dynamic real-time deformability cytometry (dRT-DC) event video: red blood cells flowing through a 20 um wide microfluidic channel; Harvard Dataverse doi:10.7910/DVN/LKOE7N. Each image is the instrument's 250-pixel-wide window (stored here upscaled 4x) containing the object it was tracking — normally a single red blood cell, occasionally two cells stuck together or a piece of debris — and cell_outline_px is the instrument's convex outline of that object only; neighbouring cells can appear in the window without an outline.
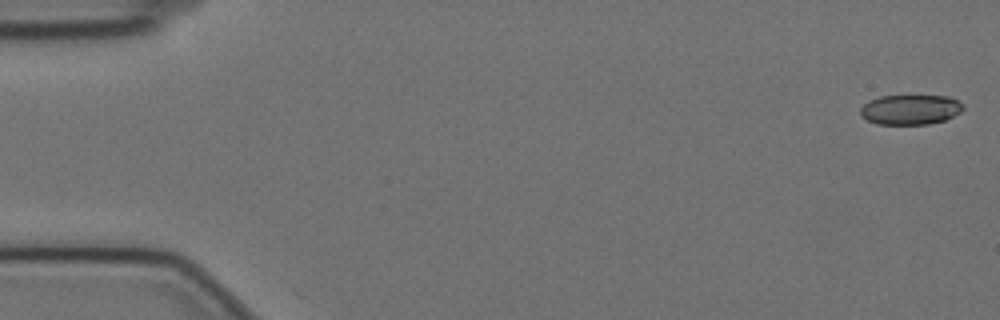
{"species": "Egyptian fruit bat (a non-hibernating species)", "species_latin": "Rousettus aegyptiacus", "temperature_condition": "cold", "stored_images_in_passage": 33, "camera_frame_rate_fps": 3000, "um_per_image_px": 0.085, "animal": {"sex": "female"}, "frame": {"image": 1, "passage_image": 1, "time_ms": 0.0, "image_size_px": [1000, 320], "cell_outline_px": [[964, 108], [960, 112], [944, 120], [928, 124], [876, 124], [860, 116], [860, 108], [868, 100], [880, 96], [948, 96], [964, 104]], "centroid_in_image_um": [77.35, 9.31], "position_along_channel_um": 7.6, "area_um2": 17.92}}
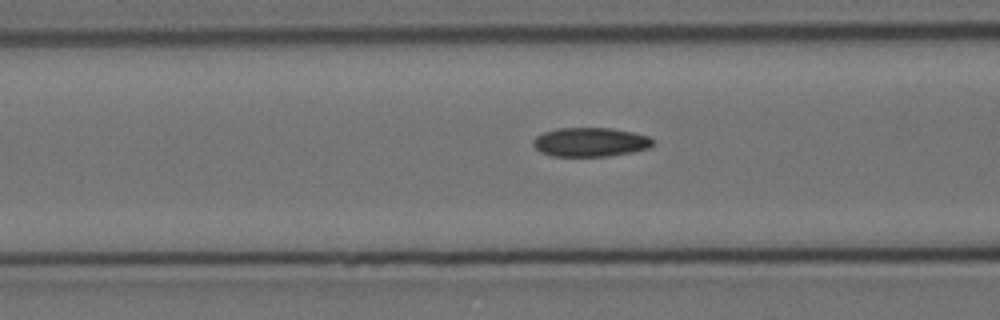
{"frame": {"image": 2, "passage_image": 22, "time_ms": 7.0, "image_size_px": [1000, 320], "cell_outline_px": [[652, 144], [648, 148], [632, 152], [608, 156], [552, 156], [540, 152], [532, 144], [532, 140], [536, 136], [544, 132], [556, 128], [612, 128], [632, 132], [648, 136], [652, 140]], "centroid_in_image_um": [50.13, 12.07], "position_along_channel_um": 116.5, "area_um2": 20.23}}
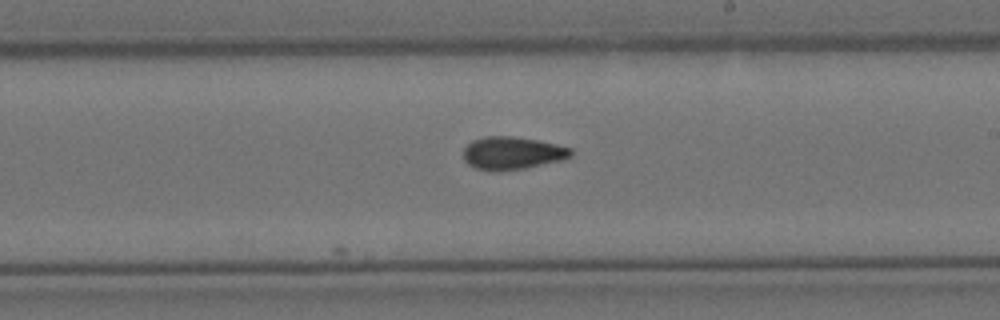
{"frame": {"image": 3, "passage_image": 33, "time_ms": 10.667, "image_size_px": [1000, 320], "cell_outline_px": [[572, 156], [560, 160], [524, 168], [496, 172], [492, 172], [476, 168], [468, 164], [464, 160], [464, 148], [472, 140], [484, 136], [512, 136], [536, 140], [556, 144], [572, 148]], "centroid_in_image_um": [43.51, 13.01], "position_along_channel_um": 245.5, "area_um2": 20.52}}